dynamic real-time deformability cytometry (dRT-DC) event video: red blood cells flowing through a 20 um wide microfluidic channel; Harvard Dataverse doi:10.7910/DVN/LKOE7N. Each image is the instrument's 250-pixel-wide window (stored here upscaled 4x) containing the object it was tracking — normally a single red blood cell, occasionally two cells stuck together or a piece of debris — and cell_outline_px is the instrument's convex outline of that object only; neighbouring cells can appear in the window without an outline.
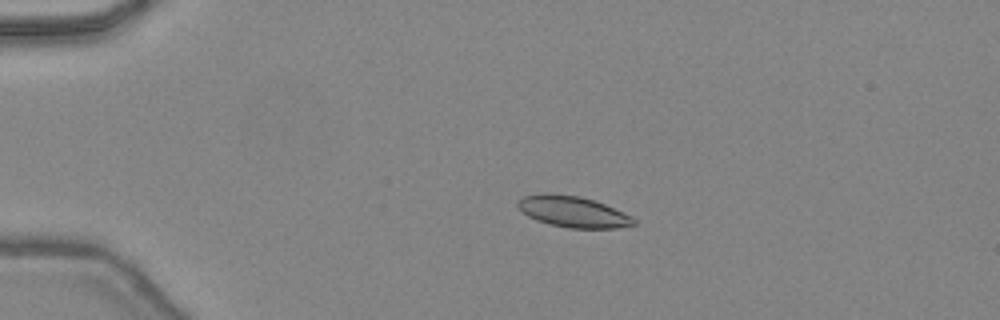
{"species": "common noctule bat (a hibernating species)", "species_latin": "Nyctalus noctula", "temperature_condition": "warm", "stored_images_in_passage": 39, "camera_frame_rate_fps": 3000, "um_per_image_px": 0.085, "animal": {"sex": "female", "body_mass_g": 24.6, "forearm_length_mm": 56.2}, "frame": {"image": 1, "passage_image": 3, "time_ms": 0.667, "image_size_px": [1000, 320], "cell_outline_px": [[636, 224], [616, 228], [568, 228], [548, 224], [536, 220], [528, 216], [516, 204], [524, 196], [544, 192], [580, 196], [596, 200], [632, 216], [636, 220]], "centroid_in_image_um": [48.72, 17.99], "position_along_channel_um": 36.3, "area_um2": 21.1}}
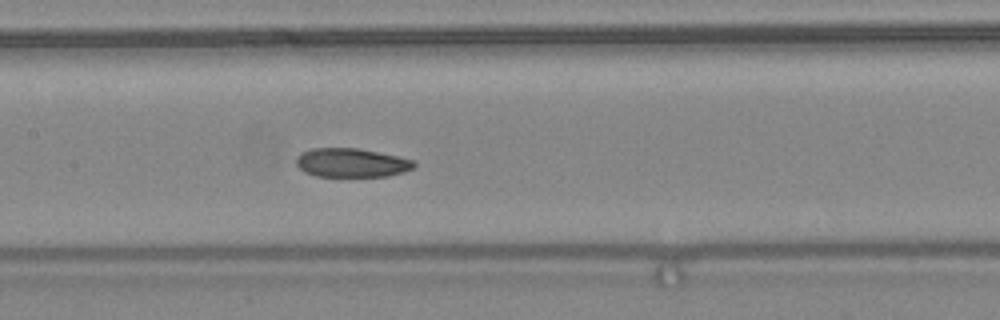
{"frame": {"image": 2, "passage_image": 16, "time_ms": 5.0, "image_size_px": [1000, 320], "cell_outline_px": [[416, 164], [412, 168], [404, 172], [388, 176], [316, 176], [304, 172], [296, 164], [296, 156], [300, 152], [312, 148], [356, 148], [396, 156], [412, 160]], "centroid_in_image_um": [29.82, 13.83], "position_along_channel_um": 177.6, "area_um2": 19.71}}
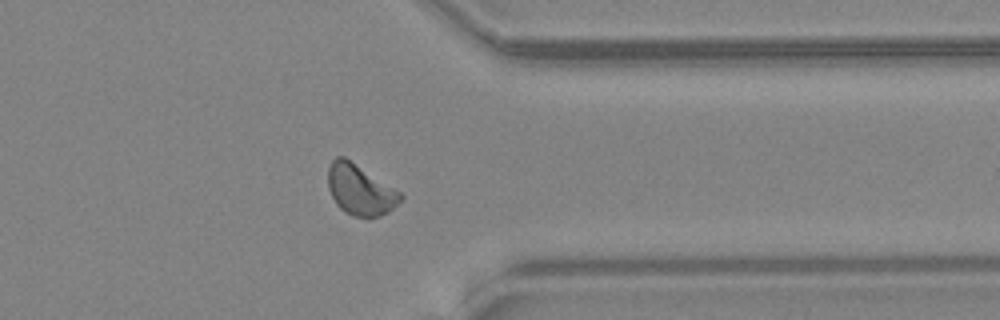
{"frame": {"image": 3, "passage_image": 30, "time_ms": 9.667, "image_size_px": [1000, 320], "cell_outline_px": [[404, 196], [388, 212], [380, 216], [352, 216], [344, 212], [336, 204], [328, 188], [328, 164], [336, 156], [344, 156], [400, 192]], "centroid_in_image_um": [30.57, 16.12], "position_along_channel_um": 380.8, "area_um2": 21.1}, "authors_computed_cell_mechanics": {"area_um2": 20.7502, "velocity_mm_per_s": 4.4669, "shape_relaxation_time_tau1_ms": null, "shape_relaxation_time_tau2_ms": 3.496, "deformation_change_tau1": null, "deformation_change_tau2": 0.0817}}